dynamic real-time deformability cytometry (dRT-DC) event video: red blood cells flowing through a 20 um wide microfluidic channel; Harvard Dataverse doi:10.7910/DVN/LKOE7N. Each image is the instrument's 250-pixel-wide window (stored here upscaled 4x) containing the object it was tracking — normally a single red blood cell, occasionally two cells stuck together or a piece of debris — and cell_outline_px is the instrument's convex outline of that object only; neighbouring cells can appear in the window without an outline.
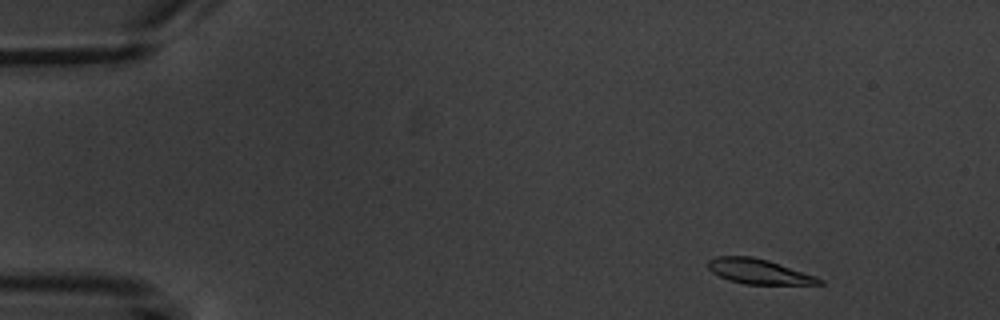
{"species": "common noctule bat (a hibernating species)", "species_latin": "Nyctalus noctula", "temperature_condition": "warm", "stored_images_in_passage": 4, "camera_frame_rate_fps": 3000, "um_per_image_px": 0.085, "animal": {"sex": "male", "body_mass_g": 20.1, "forearm_length_mm": 53.5}, "frame": {"image": 1, "passage_image": 1, "time_ms": 0.0, "image_size_px": [1000, 320], "cell_outline_px": [[824, 284], [744, 284], [728, 280], [712, 272], [708, 268], [708, 260], [716, 256], [752, 256], [768, 260], [816, 276], [824, 280]], "centroid_in_image_um": [64.49, 23.07], "position_along_channel_um": 20.5, "area_um2": 16.13}}
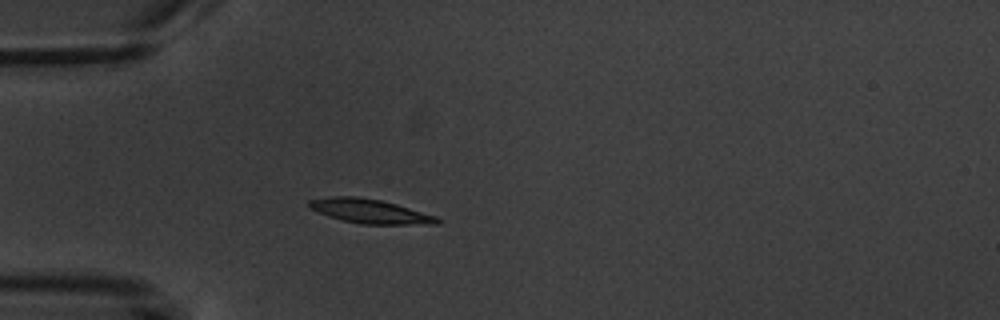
{"frame": {"image": 2, "passage_image": 4, "time_ms": 3.333, "image_size_px": [1000, 320], "cell_outline_px": [[444, 220], [440, 224], [360, 224], [328, 216], [308, 208], [308, 200], [332, 196], [356, 196], [380, 200], [396, 204], [436, 216]], "centroid_in_image_um": [31.45, 17.95], "position_along_channel_um": 53.5, "area_um2": 18.09}}